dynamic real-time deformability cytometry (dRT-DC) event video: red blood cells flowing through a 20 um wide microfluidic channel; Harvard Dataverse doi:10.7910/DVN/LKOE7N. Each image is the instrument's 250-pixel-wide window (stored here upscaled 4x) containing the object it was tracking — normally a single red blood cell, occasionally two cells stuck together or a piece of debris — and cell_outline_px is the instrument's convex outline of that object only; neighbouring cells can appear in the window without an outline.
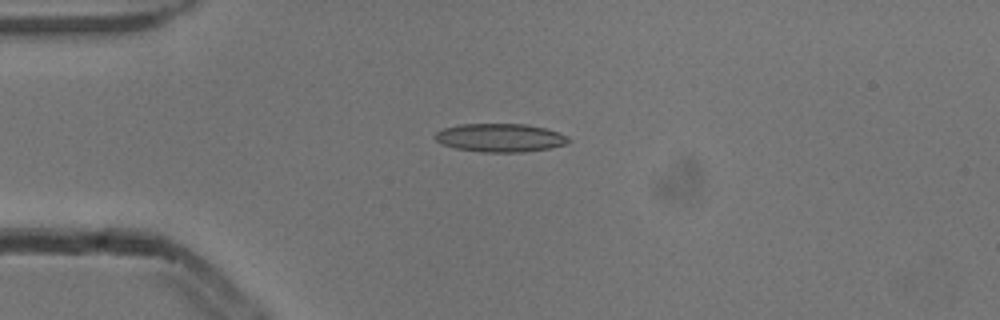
{"species": "common noctule bat (a hibernating species)", "species_latin": "Nyctalus noctula", "temperature_condition": "cold", "stored_images_in_passage": 6, "camera_frame_rate_fps": 3000, "um_per_image_px": 0.085, "animal": {"sex": "male", "body_mass_g": 13.3}, "frame": {"image": 1, "passage_image": 4, "time_ms": 1.0, "image_size_px": [1000, 320], "cell_outline_px": [[572, 140], [568, 144], [548, 148], [520, 152], [484, 152], [456, 148], [444, 144], [436, 140], [436, 132], [444, 128], [460, 124], [528, 124], [544, 128], [568, 136]], "centroid_in_image_um": [42.55, 11.7], "position_along_channel_um": 42.4, "area_um2": 21.85}}
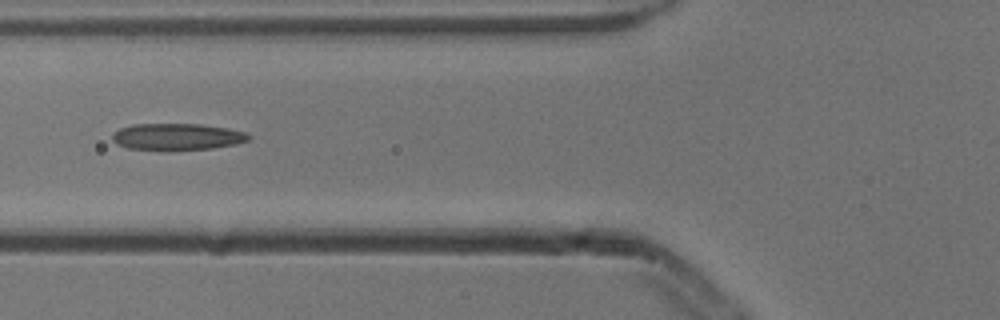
{"frame": {"image": 2, "passage_image": 6, "time_ms": 1.667, "image_size_px": [1000, 320], "cell_outline_px": [[252, 136], [248, 140], [236, 144], [212, 148], [168, 152], [128, 148], [116, 144], [112, 140], [112, 136], [120, 128], [132, 124], [200, 124], [228, 128], [244, 132]], "centroid_in_image_um": [15.04, 11.65], "position_along_channel_um": 110.8, "area_um2": 21.68}}